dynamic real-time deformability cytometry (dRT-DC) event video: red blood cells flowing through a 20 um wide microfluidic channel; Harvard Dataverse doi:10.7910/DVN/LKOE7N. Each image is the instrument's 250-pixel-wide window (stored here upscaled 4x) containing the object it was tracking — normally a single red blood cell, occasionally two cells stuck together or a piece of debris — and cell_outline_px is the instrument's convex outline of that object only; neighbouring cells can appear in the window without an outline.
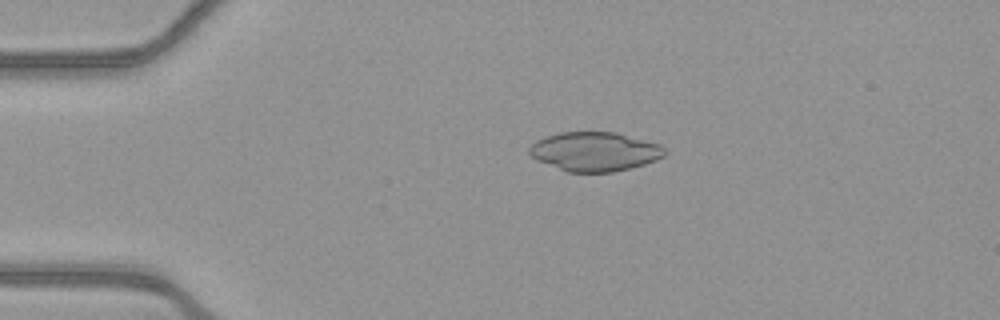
{"species": "common noctule bat (a hibernating species)", "species_latin": "Nyctalus noctula", "temperature_condition": "warm", "stored_images_in_passage": 53, "camera_frame_rate_fps": 3000, "um_per_image_px": 0.085, "animal": {"sex": "female", "body_mass_g": 21.9}, "frame": {"image": 1, "passage_image": 12, "time_ms": 3.667, "image_size_px": [1000, 320], "cell_outline_px": [[664, 156], [656, 160], [644, 164], [612, 172], [568, 172], [536, 160], [528, 152], [528, 148], [536, 140], [544, 136], [560, 132], [616, 132], [660, 144], [664, 148]], "centroid_in_image_um": [50.52, 12.87], "position_along_channel_um": 34.5, "area_um2": 30.81}}